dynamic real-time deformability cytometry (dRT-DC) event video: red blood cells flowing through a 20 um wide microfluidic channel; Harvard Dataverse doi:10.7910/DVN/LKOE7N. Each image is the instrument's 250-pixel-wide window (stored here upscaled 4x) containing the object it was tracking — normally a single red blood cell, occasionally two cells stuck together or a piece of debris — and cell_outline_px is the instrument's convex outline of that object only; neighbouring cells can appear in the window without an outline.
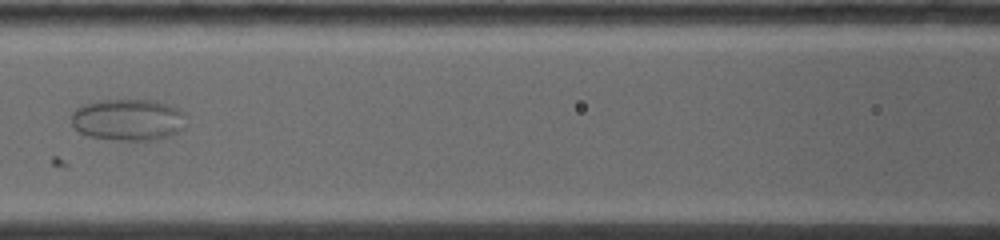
{"species": "common noctule bat (a hibernating species)", "species_latin": "Nyctalus noctula", "temperature_condition": "warm", "stored_images_in_passage": 11, "camera_frame_rate_fps": 5000, "um_per_image_px": 0.085, "animal": {"sex": "female", "body_mass_g": 19.0, "forearm_length_mm": 53.3}, "frame": {"image": 1, "passage_image": 7, "time_ms": 4.8, "image_size_px": [1000, 240], "cell_outline_px": [[184, 128], [168, 136], [156, 140], [116, 140], [88, 136], [80, 132], [72, 124], [72, 112], [76, 108], [84, 104], [96, 100], [156, 100], [176, 108], [184, 112]], "centroid_in_image_um": [10.87, 10.17], "position_along_channel_um": 155.7, "area_um2": 27.86}}